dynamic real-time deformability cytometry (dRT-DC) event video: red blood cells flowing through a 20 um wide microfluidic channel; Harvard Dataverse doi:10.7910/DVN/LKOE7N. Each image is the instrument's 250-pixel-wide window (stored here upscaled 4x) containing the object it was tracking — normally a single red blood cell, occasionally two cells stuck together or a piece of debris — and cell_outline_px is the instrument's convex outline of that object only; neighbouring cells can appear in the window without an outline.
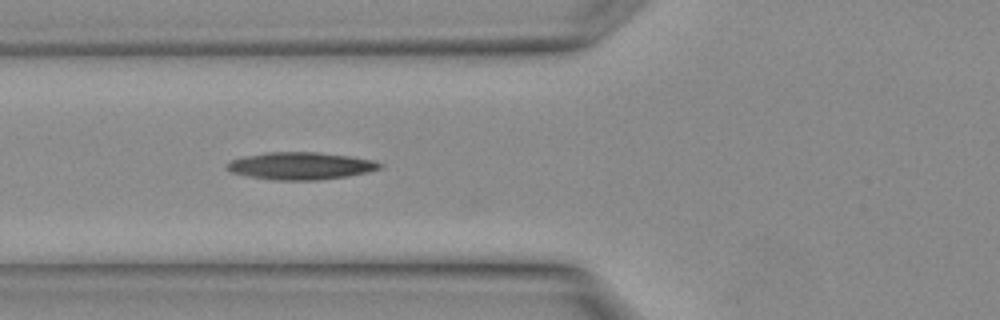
{"species": "Egyptian fruit bat (a non-hibernating species)", "species_latin": "Rousettus aegyptiacus", "temperature_condition": "warm", "stored_images_in_passage": 17, "camera_frame_rate_fps": 3000, "um_per_image_px": 0.085, "animal": {"sex": "female"}, "frame": {"image": 1, "passage_image": 6, "time_ms": 1.667, "image_size_px": [1000, 320], "cell_outline_px": [[384, 164], [380, 168], [364, 172], [344, 176], [316, 180], [272, 180], [248, 176], [232, 172], [224, 168], [224, 164], [232, 160], [244, 156], [264, 152], [320, 152], [352, 156], [372, 160]], "centroid_in_image_um": [25.49, 14.08], "position_along_channel_um": 100.3, "area_um2": 24.33}}
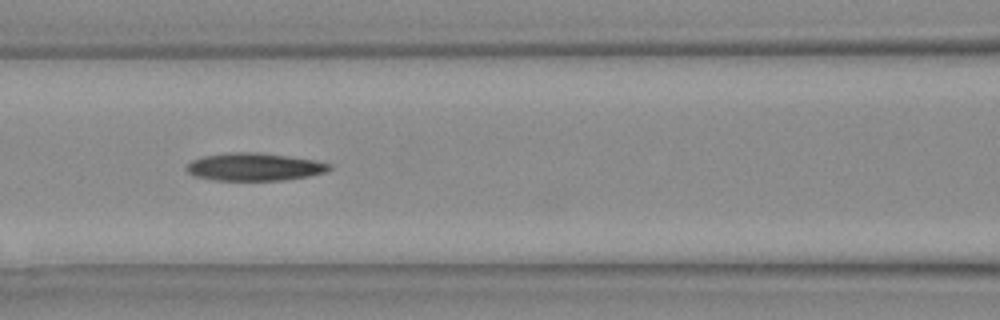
{"frame": {"image": 2, "passage_image": 8, "time_ms": 2.333, "image_size_px": [1000, 320], "cell_outline_px": [[332, 168], [324, 172], [308, 176], [284, 180], [212, 180], [192, 176], [184, 168], [192, 160], [204, 156], [232, 152], [256, 152], [312, 160], [332, 164]], "centroid_in_image_um": [21.56, 14.19], "position_along_channel_um": 145.0, "area_um2": 22.89}}